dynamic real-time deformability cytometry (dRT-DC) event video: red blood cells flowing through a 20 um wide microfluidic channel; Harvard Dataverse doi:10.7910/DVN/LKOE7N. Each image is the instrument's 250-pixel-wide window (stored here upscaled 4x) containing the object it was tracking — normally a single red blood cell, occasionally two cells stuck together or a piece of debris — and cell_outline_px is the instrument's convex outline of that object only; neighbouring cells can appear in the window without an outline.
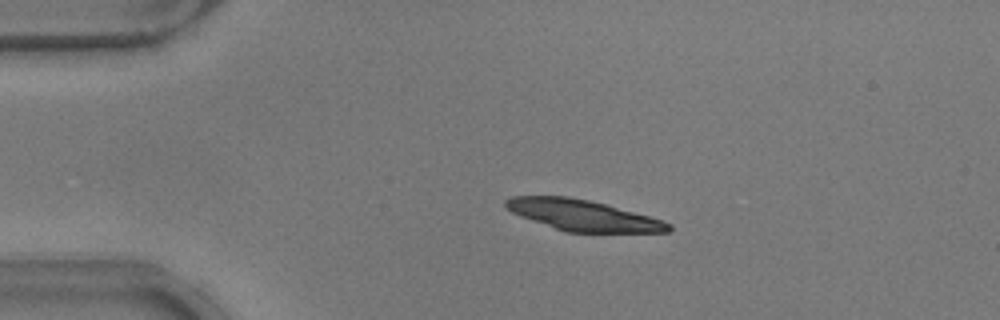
{"species": "common noctule bat (a hibernating species)", "species_latin": "Nyctalus noctula", "temperature_condition": "warm", "stored_images_in_passage": 43, "camera_frame_rate_fps": 3000, "um_per_image_px": 0.085, "animal": {"sex": "male", "body_mass_g": 17.9}, "frame": {"image": 1, "passage_image": 1, "time_ms": 0.0, "image_size_px": [1000, 320], "cell_outline_px": [[672, 228], [668, 232], [568, 232], [520, 216], [504, 208], [504, 200], [512, 196], [568, 196], [588, 200], [604, 204], [664, 220], [672, 224]], "centroid_in_image_um": [49.53, 18.29], "position_along_channel_um": 35.5, "area_um2": 29.02}}